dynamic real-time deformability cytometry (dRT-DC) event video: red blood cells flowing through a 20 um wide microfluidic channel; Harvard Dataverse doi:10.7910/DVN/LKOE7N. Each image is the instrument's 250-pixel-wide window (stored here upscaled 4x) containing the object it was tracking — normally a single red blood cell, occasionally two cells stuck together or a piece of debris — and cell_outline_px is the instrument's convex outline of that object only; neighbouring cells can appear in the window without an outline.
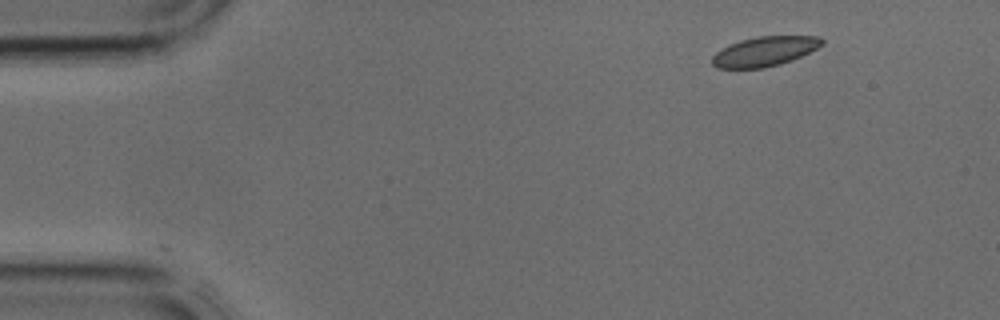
{"species": "common noctule bat (a hibernating species)", "species_latin": "Nyctalus noctula", "temperature_condition": "cold", "stored_images_in_passage": 4, "camera_frame_rate_fps": 3000, "um_per_image_px": 0.085, "animal": {"sex": "male", "body_mass_g": 17.9, "forearm_length_mm": 54.2}, "frame": {"image": 1, "passage_image": 1, "time_ms": 0.0, "image_size_px": [1000, 320], "cell_outline_px": [[824, 44], [792, 60], [780, 64], [764, 68], [716, 68], [712, 64], [712, 56], [716, 52], [728, 44], [740, 40], [756, 36], [820, 36], [824, 40]], "centroid_in_image_um": [64.97, 4.36], "position_along_channel_um": 20.0, "area_um2": 19.02}}